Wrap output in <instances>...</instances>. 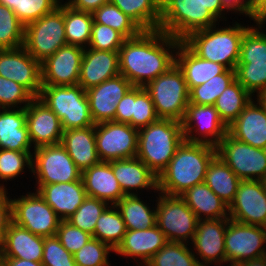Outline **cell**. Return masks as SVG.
<instances>
[{
    "label": "cell",
    "mask_w": 266,
    "mask_h": 266,
    "mask_svg": "<svg viewBox=\"0 0 266 266\" xmlns=\"http://www.w3.org/2000/svg\"><path fill=\"white\" fill-rule=\"evenodd\" d=\"M180 41L159 29L125 39L118 51L120 75L133 86L145 87L176 64Z\"/></svg>",
    "instance_id": "1"
},
{
    "label": "cell",
    "mask_w": 266,
    "mask_h": 266,
    "mask_svg": "<svg viewBox=\"0 0 266 266\" xmlns=\"http://www.w3.org/2000/svg\"><path fill=\"white\" fill-rule=\"evenodd\" d=\"M216 155V147L212 145L184 140L159 175L158 192L180 196L196 184L203 183L208 165Z\"/></svg>",
    "instance_id": "2"
},
{
    "label": "cell",
    "mask_w": 266,
    "mask_h": 266,
    "mask_svg": "<svg viewBox=\"0 0 266 266\" xmlns=\"http://www.w3.org/2000/svg\"><path fill=\"white\" fill-rule=\"evenodd\" d=\"M217 25L191 32L181 41L200 58L235 70L249 24L244 26L236 21L231 26L219 28V23Z\"/></svg>",
    "instance_id": "3"
},
{
    "label": "cell",
    "mask_w": 266,
    "mask_h": 266,
    "mask_svg": "<svg viewBox=\"0 0 266 266\" xmlns=\"http://www.w3.org/2000/svg\"><path fill=\"white\" fill-rule=\"evenodd\" d=\"M184 140L181 121L159 118L138 130L136 157L159 177Z\"/></svg>",
    "instance_id": "4"
},
{
    "label": "cell",
    "mask_w": 266,
    "mask_h": 266,
    "mask_svg": "<svg viewBox=\"0 0 266 266\" xmlns=\"http://www.w3.org/2000/svg\"><path fill=\"white\" fill-rule=\"evenodd\" d=\"M254 23L243 35L235 68L236 80L253 97L266 87V28L264 22Z\"/></svg>",
    "instance_id": "5"
},
{
    "label": "cell",
    "mask_w": 266,
    "mask_h": 266,
    "mask_svg": "<svg viewBox=\"0 0 266 266\" xmlns=\"http://www.w3.org/2000/svg\"><path fill=\"white\" fill-rule=\"evenodd\" d=\"M38 98L61 120L63 130L95 125L90 114L86 90L79 84L42 86Z\"/></svg>",
    "instance_id": "6"
},
{
    "label": "cell",
    "mask_w": 266,
    "mask_h": 266,
    "mask_svg": "<svg viewBox=\"0 0 266 266\" xmlns=\"http://www.w3.org/2000/svg\"><path fill=\"white\" fill-rule=\"evenodd\" d=\"M149 93L159 118L183 121L189 105V88L177 64L149 82Z\"/></svg>",
    "instance_id": "7"
},
{
    "label": "cell",
    "mask_w": 266,
    "mask_h": 266,
    "mask_svg": "<svg viewBox=\"0 0 266 266\" xmlns=\"http://www.w3.org/2000/svg\"><path fill=\"white\" fill-rule=\"evenodd\" d=\"M219 21L199 0H161L159 30L179 40Z\"/></svg>",
    "instance_id": "8"
},
{
    "label": "cell",
    "mask_w": 266,
    "mask_h": 266,
    "mask_svg": "<svg viewBox=\"0 0 266 266\" xmlns=\"http://www.w3.org/2000/svg\"><path fill=\"white\" fill-rule=\"evenodd\" d=\"M66 45L64 2L51 13L24 26L23 47L40 63Z\"/></svg>",
    "instance_id": "9"
},
{
    "label": "cell",
    "mask_w": 266,
    "mask_h": 266,
    "mask_svg": "<svg viewBox=\"0 0 266 266\" xmlns=\"http://www.w3.org/2000/svg\"><path fill=\"white\" fill-rule=\"evenodd\" d=\"M156 193L158 194L155 200L158 228L170 242L191 244L198 223L195 213L180 196H170L158 191Z\"/></svg>",
    "instance_id": "10"
},
{
    "label": "cell",
    "mask_w": 266,
    "mask_h": 266,
    "mask_svg": "<svg viewBox=\"0 0 266 266\" xmlns=\"http://www.w3.org/2000/svg\"><path fill=\"white\" fill-rule=\"evenodd\" d=\"M31 174L36 185H46L80 180L82 171L60 143L33 150Z\"/></svg>",
    "instance_id": "11"
},
{
    "label": "cell",
    "mask_w": 266,
    "mask_h": 266,
    "mask_svg": "<svg viewBox=\"0 0 266 266\" xmlns=\"http://www.w3.org/2000/svg\"><path fill=\"white\" fill-rule=\"evenodd\" d=\"M12 202V222L35 235L52 237L56 235L61 219L44 201L37 191L27 192L20 198L14 196Z\"/></svg>",
    "instance_id": "12"
},
{
    "label": "cell",
    "mask_w": 266,
    "mask_h": 266,
    "mask_svg": "<svg viewBox=\"0 0 266 266\" xmlns=\"http://www.w3.org/2000/svg\"><path fill=\"white\" fill-rule=\"evenodd\" d=\"M216 151L241 180L261 181L266 177V149L252 147L227 133Z\"/></svg>",
    "instance_id": "13"
},
{
    "label": "cell",
    "mask_w": 266,
    "mask_h": 266,
    "mask_svg": "<svg viewBox=\"0 0 266 266\" xmlns=\"http://www.w3.org/2000/svg\"><path fill=\"white\" fill-rule=\"evenodd\" d=\"M96 150L101 162L137 156L138 130L126 123L107 121L95 124Z\"/></svg>",
    "instance_id": "14"
},
{
    "label": "cell",
    "mask_w": 266,
    "mask_h": 266,
    "mask_svg": "<svg viewBox=\"0 0 266 266\" xmlns=\"http://www.w3.org/2000/svg\"><path fill=\"white\" fill-rule=\"evenodd\" d=\"M226 264L236 266L240 262L266 255V227L246 225L229 220L225 232Z\"/></svg>",
    "instance_id": "15"
},
{
    "label": "cell",
    "mask_w": 266,
    "mask_h": 266,
    "mask_svg": "<svg viewBox=\"0 0 266 266\" xmlns=\"http://www.w3.org/2000/svg\"><path fill=\"white\" fill-rule=\"evenodd\" d=\"M182 128L185 141L214 147L228 133V126L220 118L214 105L189 104Z\"/></svg>",
    "instance_id": "16"
},
{
    "label": "cell",
    "mask_w": 266,
    "mask_h": 266,
    "mask_svg": "<svg viewBox=\"0 0 266 266\" xmlns=\"http://www.w3.org/2000/svg\"><path fill=\"white\" fill-rule=\"evenodd\" d=\"M0 76L22 85L34 97H39L41 93V63L23 46L0 49Z\"/></svg>",
    "instance_id": "17"
},
{
    "label": "cell",
    "mask_w": 266,
    "mask_h": 266,
    "mask_svg": "<svg viewBox=\"0 0 266 266\" xmlns=\"http://www.w3.org/2000/svg\"><path fill=\"white\" fill-rule=\"evenodd\" d=\"M229 220V218L198 220L191 247L201 266L213 264L219 266L226 263L224 241Z\"/></svg>",
    "instance_id": "18"
},
{
    "label": "cell",
    "mask_w": 266,
    "mask_h": 266,
    "mask_svg": "<svg viewBox=\"0 0 266 266\" xmlns=\"http://www.w3.org/2000/svg\"><path fill=\"white\" fill-rule=\"evenodd\" d=\"M229 219L266 227V192L262 181L241 180L235 198L229 205Z\"/></svg>",
    "instance_id": "19"
},
{
    "label": "cell",
    "mask_w": 266,
    "mask_h": 266,
    "mask_svg": "<svg viewBox=\"0 0 266 266\" xmlns=\"http://www.w3.org/2000/svg\"><path fill=\"white\" fill-rule=\"evenodd\" d=\"M84 48L66 45L41 63L42 86L77 85Z\"/></svg>",
    "instance_id": "20"
},
{
    "label": "cell",
    "mask_w": 266,
    "mask_h": 266,
    "mask_svg": "<svg viewBox=\"0 0 266 266\" xmlns=\"http://www.w3.org/2000/svg\"><path fill=\"white\" fill-rule=\"evenodd\" d=\"M26 110V124L33 149L61 143L63 127L57 115L38 97H35Z\"/></svg>",
    "instance_id": "21"
},
{
    "label": "cell",
    "mask_w": 266,
    "mask_h": 266,
    "mask_svg": "<svg viewBox=\"0 0 266 266\" xmlns=\"http://www.w3.org/2000/svg\"><path fill=\"white\" fill-rule=\"evenodd\" d=\"M133 85L123 75L108 79L86 90L92 120L95 124L115 121L118 102Z\"/></svg>",
    "instance_id": "22"
},
{
    "label": "cell",
    "mask_w": 266,
    "mask_h": 266,
    "mask_svg": "<svg viewBox=\"0 0 266 266\" xmlns=\"http://www.w3.org/2000/svg\"><path fill=\"white\" fill-rule=\"evenodd\" d=\"M168 242L157 225L147 229L127 230L114 253L126 258L132 257L139 266H144Z\"/></svg>",
    "instance_id": "23"
},
{
    "label": "cell",
    "mask_w": 266,
    "mask_h": 266,
    "mask_svg": "<svg viewBox=\"0 0 266 266\" xmlns=\"http://www.w3.org/2000/svg\"><path fill=\"white\" fill-rule=\"evenodd\" d=\"M120 75L119 52L84 49L78 84L87 90Z\"/></svg>",
    "instance_id": "24"
},
{
    "label": "cell",
    "mask_w": 266,
    "mask_h": 266,
    "mask_svg": "<svg viewBox=\"0 0 266 266\" xmlns=\"http://www.w3.org/2000/svg\"><path fill=\"white\" fill-rule=\"evenodd\" d=\"M35 187L34 191L39 193L61 220L73 215L87 197L82 178L73 182L35 185Z\"/></svg>",
    "instance_id": "25"
},
{
    "label": "cell",
    "mask_w": 266,
    "mask_h": 266,
    "mask_svg": "<svg viewBox=\"0 0 266 266\" xmlns=\"http://www.w3.org/2000/svg\"><path fill=\"white\" fill-rule=\"evenodd\" d=\"M228 133L252 147L266 149V111L251 99L228 126Z\"/></svg>",
    "instance_id": "26"
},
{
    "label": "cell",
    "mask_w": 266,
    "mask_h": 266,
    "mask_svg": "<svg viewBox=\"0 0 266 266\" xmlns=\"http://www.w3.org/2000/svg\"><path fill=\"white\" fill-rule=\"evenodd\" d=\"M111 168L124 195H140L143 189L158 191V177L137 157L113 160Z\"/></svg>",
    "instance_id": "27"
},
{
    "label": "cell",
    "mask_w": 266,
    "mask_h": 266,
    "mask_svg": "<svg viewBox=\"0 0 266 266\" xmlns=\"http://www.w3.org/2000/svg\"><path fill=\"white\" fill-rule=\"evenodd\" d=\"M44 237L11 222L0 242V257H11L41 262Z\"/></svg>",
    "instance_id": "28"
},
{
    "label": "cell",
    "mask_w": 266,
    "mask_h": 266,
    "mask_svg": "<svg viewBox=\"0 0 266 266\" xmlns=\"http://www.w3.org/2000/svg\"><path fill=\"white\" fill-rule=\"evenodd\" d=\"M86 195L116 205L124 193L117 181L110 162H100L82 171Z\"/></svg>",
    "instance_id": "29"
},
{
    "label": "cell",
    "mask_w": 266,
    "mask_h": 266,
    "mask_svg": "<svg viewBox=\"0 0 266 266\" xmlns=\"http://www.w3.org/2000/svg\"><path fill=\"white\" fill-rule=\"evenodd\" d=\"M25 108L0 109V149L18 152H33Z\"/></svg>",
    "instance_id": "30"
},
{
    "label": "cell",
    "mask_w": 266,
    "mask_h": 266,
    "mask_svg": "<svg viewBox=\"0 0 266 266\" xmlns=\"http://www.w3.org/2000/svg\"><path fill=\"white\" fill-rule=\"evenodd\" d=\"M61 145L81 171L101 162L96 150L95 125L64 130Z\"/></svg>",
    "instance_id": "31"
},
{
    "label": "cell",
    "mask_w": 266,
    "mask_h": 266,
    "mask_svg": "<svg viewBox=\"0 0 266 266\" xmlns=\"http://www.w3.org/2000/svg\"><path fill=\"white\" fill-rule=\"evenodd\" d=\"M176 64L184 74L189 91L228 69L222 64L200 58L182 41L176 51Z\"/></svg>",
    "instance_id": "32"
},
{
    "label": "cell",
    "mask_w": 266,
    "mask_h": 266,
    "mask_svg": "<svg viewBox=\"0 0 266 266\" xmlns=\"http://www.w3.org/2000/svg\"><path fill=\"white\" fill-rule=\"evenodd\" d=\"M180 197L198 220L229 218V206L204 182L189 188Z\"/></svg>",
    "instance_id": "33"
},
{
    "label": "cell",
    "mask_w": 266,
    "mask_h": 266,
    "mask_svg": "<svg viewBox=\"0 0 266 266\" xmlns=\"http://www.w3.org/2000/svg\"><path fill=\"white\" fill-rule=\"evenodd\" d=\"M241 179L216 155L205 175L204 183L228 206L233 202Z\"/></svg>",
    "instance_id": "34"
},
{
    "label": "cell",
    "mask_w": 266,
    "mask_h": 266,
    "mask_svg": "<svg viewBox=\"0 0 266 266\" xmlns=\"http://www.w3.org/2000/svg\"><path fill=\"white\" fill-rule=\"evenodd\" d=\"M115 206L127 230L147 229L156 225V207L150 208L138 195H125Z\"/></svg>",
    "instance_id": "35"
},
{
    "label": "cell",
    "mask_w": 266,
    "mask_h": 266,
    "mask_svg": "<svg viewBox=\"0 0 266 266\" xmlns=\"http://www.w3.org/2000/svg\"><path fill=\"white\" fill-rule=\"evenodd\" d=\"M143 30L159 29L161 0H110Z\"/></svg>",
    "instance_id": "36"
},
{
    "label": "cell",
    "mask_w": 266,
    "mask_h": 266,
    "mask_svg": "<svg viewBox=\"0 0 266 266\" xmlns=\"http://www.w3.org/2000/svg\"><path fill=\"white\" fill-rule=\"evenodd\" d=\"M64 22L67 45L88 48L94 24L93 14L72 9L64 3Z\"/></svg>",
    "instance_id": "37"
},
{
    "label": "cell",
    "mask_w": 266,
    "mask_h": 266,
    "mask_svg": "<svg viewBox=\"0 0 266 266\" xmlns=\"http://www.w3.org/2000/svg\"><path fill=\"white\" fill-rule=\"evenodd\" d=\"M252 95L235 79L217 98L214 107L229 126L251 101Z\"/></svg>",
    "instance_id": "38"
},
{
    "label": "cell",
    "mask_w": 266,
    "mask_h": 266,
    "mask_svg": "<svg viewBox=\"0 0 266 266\" xmlns=\"http://www.w3.org/2000/svg\"><path fill=\"white\" fill-rule=\"evenodd\" d=\"M127 229L115 205H109L97 220L93 238L115 250L122 241Z\"/></svg>",
    "instance_id": "39"
},
{
    "label": "cell",
    "mask_w": 266,
    "mask_h": 266,
    "mask_svg": "<svg viewBox=\"0 0 266 266\" xmlns=\"http://www.w3.org/2000/svg\"><path fill=\"white\" fill-rule=\"evenodd\" d=\"M92 14L95 23L104 24L117 30L126 39L136 37L143 31L133 19L110 2L103 4Z\"/></svg>",
    "instance_id": "40"
},
{
    "label": "cell",
    "mask_w": 266,
    "mask_h": 266,
    "mask_svg": "<svg viewBox=\"0 0 266 266\" xmlns=\"http://www.w3.org/2000/svg\"><path fill=\"white\" fill-rule=\"evenodd\" d=\"M189 245L169 241L144 266H201Z\"/></svg>",
    "instance_id": "41"
},
{
    "label": "cell",
    "mask_w": 266,
    "mask_h": 266,
    "mask_svg": "<svg viewBox=\"0 0 266 266\" xmlns=\"http://www.w3.org/2000/svg\"><path fill=\"white\" fill-rule=\"evenodd\" d=\"M235 70L227 69L189 91V104L214 105L221 93L235 80Z\"/></svg>",
    "instance_id": "42"
},
{
    "label": "cell",
    "mask_w": 266,
    "mask_h": 266,
    "mask_svg": "<svg viewBox=\"0 0 266 266\" xmlns=\"http://www.w3.org/2000/svg\"><path fill=\"white\" fill-rule=\"evenodd\" d=\"M24 25L13 10L0 4V49H14L23 46Z\"/></svg>",
    "instance_id": "43"
},
{
    "label": "cell",
    "mask_w": 266,
    "mask_h": 266,
    "mask_svg": "<svg viewBox=\"0 0 266 266\" xmlns=\"http://www.w3.org/2000/svg\"><path fill=\"white\" fill-rule=\"evenodd\" d=\"M108 206L109 204L100 199L87 196L75 213L66 221L93 235L98 218Z\"/></svg>",
    "instance_id": "44"
},
{
    "label": "cell",
    "mask_w": 266,
    "mask_h": 266,
    "mask_svg": "<svg viewBox=\"0 0 266 266\" xmlns=\"http://www.w3.org/2000/svg\"><path fill=\"white\" fill-rule=\"evenodd\" d=\"M28 168L32 173V155L29 152H18L0 149V182L18 178Z\"/></svg>",
    "instance_id": "45"
},
{
    "label": "cell",
    "mask_w": 266,
    "mask_h": 266,
    "mask_svg": "<svg viewBox=\"0 0 266 266\" xmlns=\"http://www.w3.org/2000/svg\"><path fill=\"white\" fill-rule=\"evenodd\" d=\"M159 117L156 114L154 103L144 87L133 86V115L132 127L139 130L156 122Z\"/></svg>",
    "instance_id": "46"
},
{
    "label": "cell",
    "mask_w": 266,
    "mask_h": 266,
    "mask_svg": "<svg viewBox=\"0 0 266 266\" xmlns=\"http://www.w3.org/2000/svg\"><path fill=\"white\" fill-rule=\"evenodd\" d=\"M110 252H114L107 244L96 238H91L74 255L77 266H111L109 261Z\"/></svg>",
    "instance_id": "47"
},
{
    "label": "cell",
    "mask_w": 266,
    "mask_h": 266,
    "mask_svg": "<svg viewBox=\"0 0 266 266\" xmlns=\"http://www.w3.org/2000/svg\"><path fill=\"white\" fill-rule=\"evenodd\" d=\"M34 98L22 85L0 76V109L26 108Z\"/></svg>",
    "instance_id": "48"
},
{
    "label": "cell",
    "mask_w": 266,
    "mask_h": 266,
    "mask_svg": "<svg viewBox=\"0 0 266 266\" xmlns=\"http://www.w3.org/2000/svg\"><path fill=\"white\" fill-rule=\"evenodd\" d=\"M64 0H18V7L13 12L24 25L40 19L54 11Z\"/></svg>",
    "instance_id": "49"
},
{
    "label": "cell",
    "mask_w": 266,
    "mask_h": 266,
    "mask_svg": "<svg viewBox=\"0 0 266 266\" xmlns=\"http://www.w3.org/2000/svg\"><path fill=\"white\" fill-rule=\"evenodd\" d=\"M125 39L126 38L117 30L104 24L94 22L88 48L105 51H119Z\"/></svg>",
    "instance_id": "50"
},
{
    "label": "cell",
    "mask_w": 266,
    "mask_h": 266,
    "mask_svg": "<svg viewBox=\"0 0 266 266\" xmlns=\"http://www.w3.org/2000/svg\"><path fill=\"white\" fill-rule=\"evenodd\" d=\"M41 262L44 266H77L73 255L60 243L56 235L44 237Z\"/></svg>",
    "instance_id": "51"
},
{
    "label": "cell",
    "mask_w": 266,
    "mask_h": 266,
    "mask_svg": "<svg viewBox=\"0 0 266 266\" xmlns=\"http://www.w3.org/2000/svg\"><path fill=\"white\" fill-rule=\"evenodd\" d=\"M56 237L67 251L74 255L92 238V235L71 225L66 220H61Z\"/></svg>",
    "instance_id": "52"
},
{
    "label": "cell",
    "mask_w": 266,
    "mask_h": 266,
    "mask_svg": "<svg viewBox=\"0 0 266 266\" xmlns=\"http://www.w3.org/2000/svg\"><path fill=\"white\" fill-rule=\"evenodd\" d=\"M6 187L4 183H0V242L3 240L9 224L12 222V198L8 196V189Z\"/></svg>",
    "instance_id": "53"
},
{
    "label": "cell",
    "mask_w": 266,
    "mask_h": 266,
    "mask_svg": "<svg viewBox=\"0 0 266 266\" xmlns=\"http://www.w3.org/2000/svg\"><path fill=\"white\" fill-rule=\"evenodd\" d=\"M133 115V86L126 92L124 97L118 102L115 122L126 123L132 126Z\"/></svg>",
    "instance_id": "54"
},
{
    "label": "cell",
    "mask_w": 266,
    "mask_h": 266,
    "mask_svg": "<svg viewBox=\"0 0 266 266\" xmlns=\"http://www.w3.org/2000/svg\"><path fill=\"white\" fill-rule=\"evenodd\" d=\"M109 2L110 0H66L65 4H67L72 9L78 11L93 13L96 9H99L103 4Z\"/></svg>",
    "instance_id": "55"
},
{
    "label": "cell",
    "mask_w": 266,
    "mask_h": 266,
    "mask_svg": "<svg viewBox=\"0 0 266 266\" xmlns=\"http://www.w3.org/2000/svg\"><path fill=\"white\" fill-rule=\"evenodd\" d=\"M200 3L208 9L213 16L220 22L226 21L227 18L224 16L230 11L224 6L221 0H199ZM225 12V13H224Z\"/></svg>",
    "instance_id": "56"
},
{
    "label": "cell",
    "mask_w": 266,
    "mask_h": 266,
    "mask_svg": "<svg viewBox=\"0 0 266 266\" xmlns=\"http://www.w3.org/2000/svg\"><path fill=\"white\" fill-rule=\"evenodd\" d=\"M256 0H235V14L245 15L255 22Z\"/></svg>",
    "instance_id": "57"
},
{
    "label": "cell",
    "mask_w": 266,
    "mask_h": 266,
    "mask_svg": "<svg viewBox=\"0 0 266 266\" xmlns=\"http://www.w3.org/2000/svg\"><path fill=\"white\" fill-rule=\"evenodd\" d=\"M0 266H44L42 262L29 261L25 259L0 257Z\"/></svg>",
    "instance_id": "58"
},
{
    "label": "cell",
    "mask_w": 266,
    "mask_h": 266,
    "mask_svg": "<svg viewBox=\"0 0 266 266\" xmlns=\"http://www.w3.org/2000/svg\"><path fill=\"white\" fill-rule=\"evenodd\" d=\"M266 19V0H256L255 22H263Z\"/></svg>",
    "instance_id": "59"
},
{
    "label": "cell",
    "mask_w": 266,
    "mask_h": 266,
    "mask_svg": "<svg viewBox=\"0 0 266 266\" xmlns=\"http://www.w3.org/2000/svg\"><path fill=\"white\" fill-rule=\"evenodd\" d=\"M236 266H266V256L245 260L240 262Z\"/></svg>",
    "instance_id": "60"
},
{
    "label": "cell",
    "mask_w": 266,
    "mask_h": 266,
    "mask_svg": "<svg viewBox=\"0 0 266 266\" xmlns=\"http://www.w3.org/2000/svg\"><path fill=\"white\" fill-rule=\"evenodd\" d=\"M256 102L266 111V87L256 95Z\"/></svg>",
    "instance_id": "61"
},
{
    "label": "cell",
    "mask_w": 266,
    "mask_h": 266,
    "mask_svg": "<svg viewBox=\"0 0 266 266\" xmlns=\"http://www.w3.org/2000/svg\"><path fill=\"white\" fill-rule=\"evenodd\" d=\"M0 4L13 10L15 7H18V0H0Z\"/></svg>",
    "instance_id": "62"
},
{
    "label": "cell",
    "mask_w": 266,
    "mask_h": 266,
    "mask_svg": "<svg viewBox=\"0 0 266 266\" xmlns=\"http://www.w3.org/2000/svg\"><path fill=\"white\" fill-rule=\"evenodd\" d=\"M224 6L231 12H235V0H221Z\"/></svg>",
    "instance_id": "63"
},
{
    "label": "cell",
    "mask_w": 266,
    "mask_h": 266,
    "mask_svg": "<svg viewBox=\"0 0 266 266\" xmlns=\"http://www.w3.org/2000/svg\"><path fill=\"white\" fill-rule=\"evenodd\" d=\"M261 181L263 183V186H264V189H265V192H266V177L263 178Z\"/></svg>",
    "instance_id": "64"
}]
</instances>
